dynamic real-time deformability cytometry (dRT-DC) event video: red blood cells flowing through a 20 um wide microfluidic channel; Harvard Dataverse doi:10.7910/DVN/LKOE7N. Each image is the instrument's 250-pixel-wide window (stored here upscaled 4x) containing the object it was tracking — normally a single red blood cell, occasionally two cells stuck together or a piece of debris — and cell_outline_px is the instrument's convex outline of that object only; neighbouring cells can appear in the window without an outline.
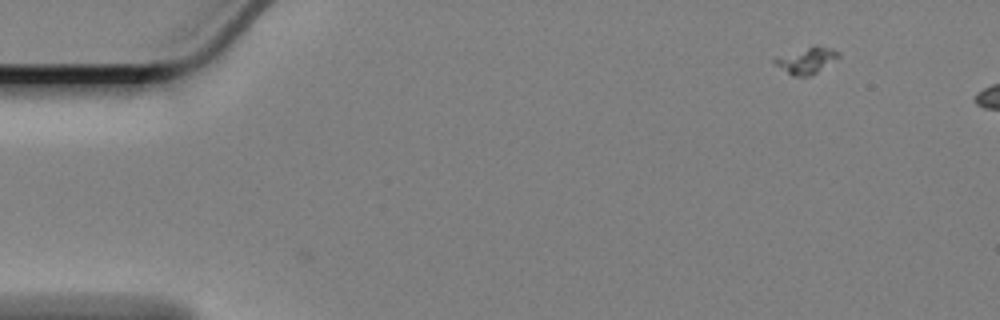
{"species": "Egyptian fruit bat (a non-hibernating species)", "species_latin": "Rousettus aegyptiacus", "temperature_condition": "cold", "stored_images_in_passage": 2, "camera_frame_rate_fps": 3000, "um_per_image_px": 0.085, "animal": {"sex": "female"}, "frame": {"image": 1, "passage_image": 1, "time_ms": 0.0, "image_size_px": [1000, 320], "cell_outline_px": [[840, 56], [816, 72], [808, 76], [792, 76], [772, 64], [772, 60], [776, 56], [812, 44], [816, 44], [832, 48], [840, 52]], "centroid_in_image_um": [68.49, 5.09], "position_along_channel_um": 16.5, "area_um2": 10.12}}